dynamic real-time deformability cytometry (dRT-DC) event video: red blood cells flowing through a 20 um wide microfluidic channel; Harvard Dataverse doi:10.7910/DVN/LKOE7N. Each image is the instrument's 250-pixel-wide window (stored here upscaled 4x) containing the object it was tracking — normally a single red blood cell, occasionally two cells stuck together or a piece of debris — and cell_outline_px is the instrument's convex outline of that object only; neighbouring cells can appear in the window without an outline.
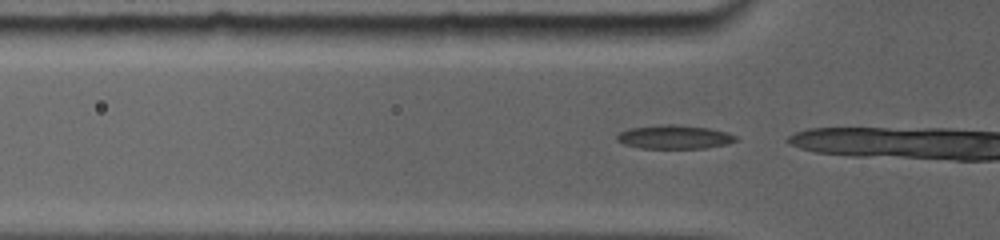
{"species": "common noctule bat (a hibernating species)", "species_latin": "Nyctalus noctula", "temperature_condition": "room temperature", "stored_images_in_passage": 5, "camera_frame_rate_fps": 5000, "um_per_image_px": 0.085, "animal": {"sex": "female", "body_mass_g": 19.0, "forearm_length_mm": 56.7}, "frame": {"image": 1, "passage_image": 2, "time_ms": 0.2, "image_size_px": [1000, 240], "cell_outline_px": [[736, 140], [724, 144], [704, 148], [644, 148], [628, 144], [620, 140], [616, 136], [620, 132], [632, 128], [704, 128], [724, 132], [736, 136]], "centroid_in_image_um": [57.36, 11.71], "position_along_channel_um": 68.4, "area_um2": 14.51}}